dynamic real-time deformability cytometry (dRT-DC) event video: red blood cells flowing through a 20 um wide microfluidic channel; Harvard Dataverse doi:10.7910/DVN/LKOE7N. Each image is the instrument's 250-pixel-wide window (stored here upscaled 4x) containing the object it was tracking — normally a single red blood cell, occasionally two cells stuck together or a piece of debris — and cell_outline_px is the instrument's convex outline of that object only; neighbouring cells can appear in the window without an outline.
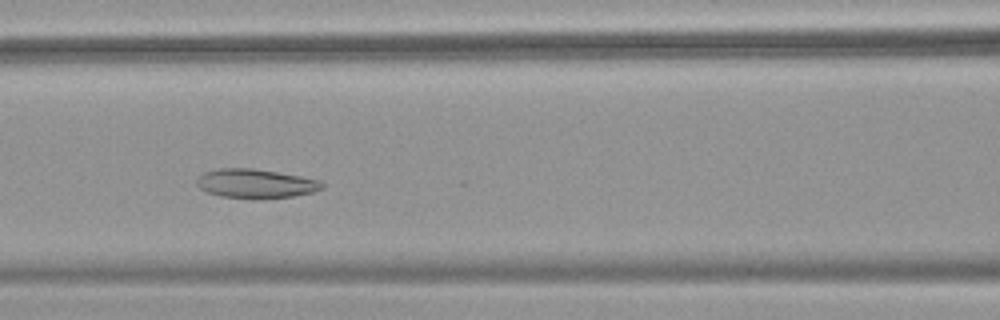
{"species": "common noctule bat (a hibernating species)", "species_latin": "Nyctalus noctula", "temperature_condition": "warm", "stored_images_in_passage": 50, "camera_frame_rate_fps": 3000, "um_per_image_px": 0.085, "animal": {"sex": "female", "body_mass_g": 18.4}, "frame": {"image": 1, "passage_image": 20, "time_ms": 6.333, "image_size_px": [1000, 320], "cell_outline_px": [[324, 188], [312, 192], [292, 196], [220, 196], [208, 192], [200, 188], [196, 184], [196, 180], [204, 172], [220, 168], [252, 168], [300, 176], [320, 180], [324, 184]], "centroid_in_image_um": [21.73, 15.56], "position_along_channel_um": 144.9, "area_um2": 20.35}}
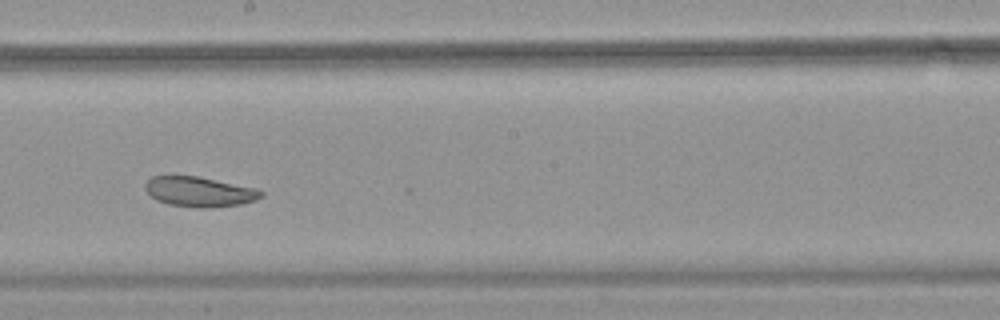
{"frame": {"image": 2, "passage_image": 27, "time_ms": 8.667, "image_size_px": [1000, 320], "cell_outline_px": [[264, 196], [256, 200], [240, 204], [208, 208], [200, 208], [168, 204], [156, 200], [144, 188], [144, 184], [152, 176], [196, 176], [260, 188], [264, 192]], "centroid_in_image_um": [17.0, 16.3], "position_along_channel_um": 231.2, "area_um2": 20.4}}
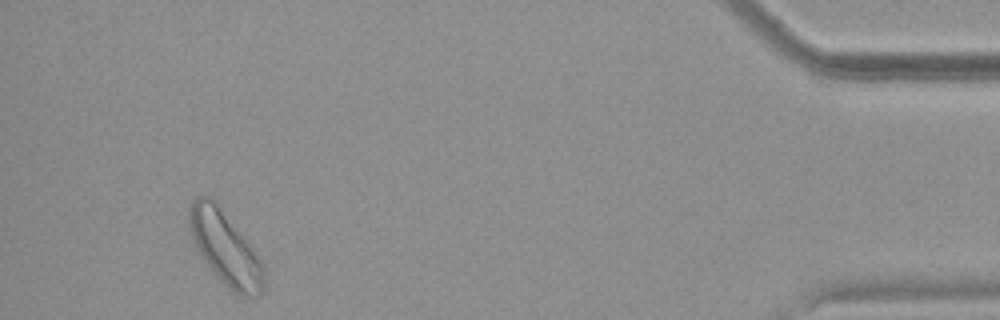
{"frame": {"image": 3, "passage_image": 47, "time_ms": 15.333, "image_size_px": [1000, 320], "cell_outline_px": [[264, 288], [260, 296], [244, 296], [236, 292], [224, 284], [216, 276], [200, 256], [192, 240], [188, 224], [188, 204], [196, 196], [212, 196], [252, 248], [264, 264]], "centroid_in_image_um": [19.1, 21.05], "position_along_channel_um": 416.1, "area_um2": 32.02}, "authors_computed_cell_mechanics": {"area_um2": 25.721, "velocity_mm_per_s": 3.7258, "shape_relaxation_time_tau1_ms": null, "shape_relaxation_time_tau2_ms": 5.8648, "deformation_change_tau1": null, "deformation_change_tau2": 0.1129}}